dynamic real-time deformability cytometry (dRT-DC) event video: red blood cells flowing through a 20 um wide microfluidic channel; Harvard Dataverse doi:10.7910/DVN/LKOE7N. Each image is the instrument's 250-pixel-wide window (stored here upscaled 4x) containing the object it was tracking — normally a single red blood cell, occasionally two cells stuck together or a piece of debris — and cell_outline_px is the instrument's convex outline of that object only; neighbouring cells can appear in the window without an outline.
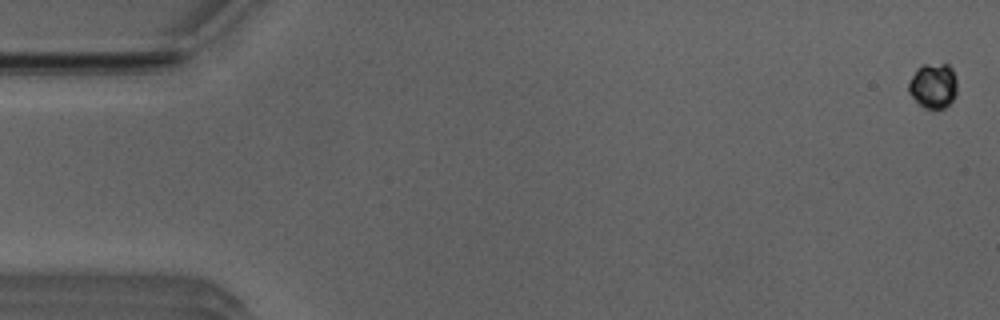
{"species": "Egyptian fruit bat (a non-hibernating species)", "species_latin": "Rousettus aegyptiacus", "temperature_condition": "room temperature", "stored_images_in_passage": 11, "camera_frame_rate_fps": 3000, "um_per_image_px": 0.085, "animal": {"sex": "male"}, "frame": {"image": 1, "passage_image": 2, "time_ms": 0.333, "image_size_px": [1000, 320], "cell_outline_px": [[956, 92], [952, 100], [944, 108], [936, 112], [932, 112], [916, 104], [908, 92], [908, 84], [916, 68], [924, 64], [948, 64], [952, 68], [956, 80]], "centroid_in_image_um": [79.29, 7.34], "position_along_channel_um": 5.7, "area_um2": 13.18}}